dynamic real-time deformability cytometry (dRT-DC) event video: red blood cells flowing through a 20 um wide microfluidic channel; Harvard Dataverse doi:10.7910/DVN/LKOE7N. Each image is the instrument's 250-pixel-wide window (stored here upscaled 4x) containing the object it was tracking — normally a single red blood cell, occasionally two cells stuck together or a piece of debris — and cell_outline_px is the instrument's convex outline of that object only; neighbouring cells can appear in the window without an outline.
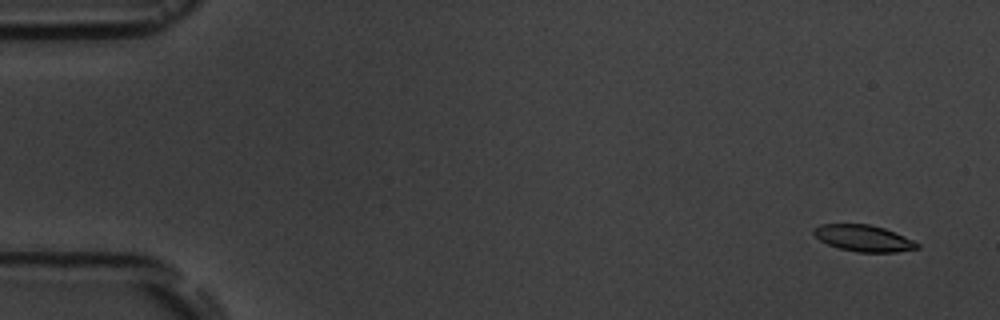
{"species": "common noctule bat (a hibernating species)", "species_latin": "Nyctalus noctula", "temperature_condition": "room temperature", "stored_images_in_passage": 5, "camera_frame_rate_fps": 3000, "um_per_image_px": 0.085, "animal": {"sex": "male", "body_mass_g": 19.5, "forearm_length_mm": 54.6}, "frame": {"image": 1, "passage_image": 1, "time_ms": 0.0, "image_size_px": [1000, 320], "cell_outline_px": [[920, 248], [896, 252], [856, 252], [840, 248], [828, 244], [820, 240], [812, 232], [812, 228], [820, 224], [868, 224], [884, 228], [904, 236], [920, 244]], "centroid_in_image_um": [73.39, 20.25], "position_along_channel_um": 11.6, "area_um2": 15.9}}
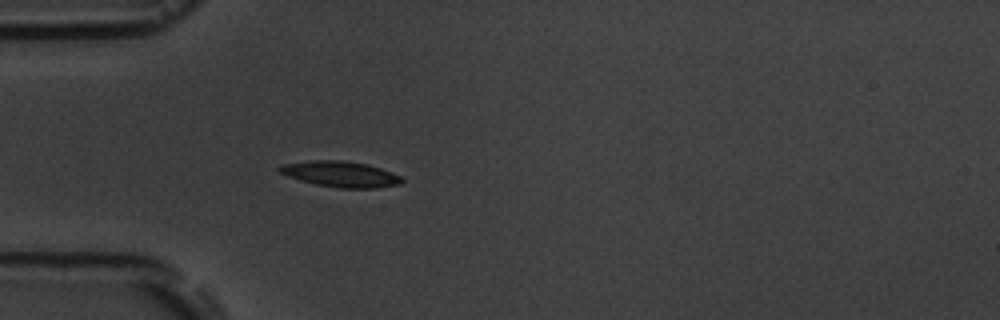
{"frame": {"image": 2, "passage_image": 5, "time_ms": 4.667, "image_size_px": [1000, 320], "cell_outline_px": [[404, 180], [400, 184], [372, 188], [340, 188], [316, 184], [300, 180], [276, 172], [276, 168], [280, 164], [308, 160], [344, 160], [368, 164], [392, 172], [400, 176]], "centroid_in_image_um": [28.88, 14.78], "position_along_channel_um": 56.1, "area_um2": 18.55}}